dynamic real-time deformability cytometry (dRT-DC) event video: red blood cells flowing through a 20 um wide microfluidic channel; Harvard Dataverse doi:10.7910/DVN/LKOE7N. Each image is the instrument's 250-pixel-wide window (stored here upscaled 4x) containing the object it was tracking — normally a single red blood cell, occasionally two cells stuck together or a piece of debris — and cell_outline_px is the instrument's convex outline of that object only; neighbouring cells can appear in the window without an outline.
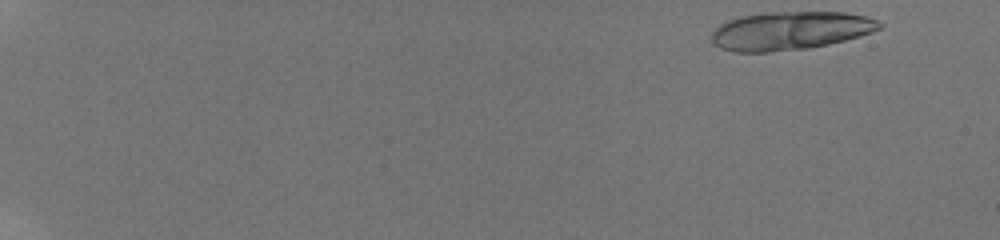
{"species": "human", "species_latin": "Homo sapiens", "temperature_condition": "room temperature", "stored_images_in_passage": 63, "camera_frame_rate_fps": 3000, "um_per_image_px": 0.085, "donor": {"sex": "male"}, "frame": {"image": 1, "passage_image": 1, "time_ms": 0.0, "image_size_px": [1000, 240], "cell_outline_px": [[884, 24], [880, 28], [872, 32], [860, 36], [828, 44], [808, 48], [768, 52], [732, 52], [720, 48], [712, 44], [712, 32], [720, 24], [728, 20], [740, 16], [764, 12], [844, 12], [864, 16], [880, 20]], "centroid_in_image_um": [67.15, 2.61], "position_along_channel_um": 17.8, "area_um2": 37.74}}
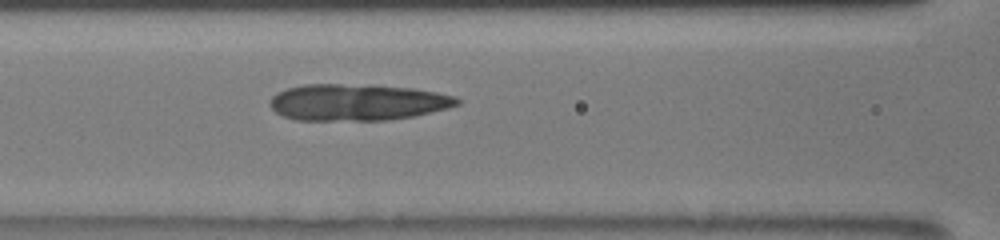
{"frame": {"image": 2, "passage_image": 40, "time_ms": 8.0, "image_size_px": [1000, 240], "cell_outline_px": [[460, 104], [448, 108], [416, 116], [388, 120], [296, 120], [284, 116], [276, 112], [268, 104], [268, 100], [272, 96], [288, 88], [304, 84], [340, 84], [412, 88], [436, 92], [456, 96], [460, 100]], "centroid_in_image_um": [30.38, 8.7], "position_along_channel_um": 136.2, "area_um2": 39.77}}
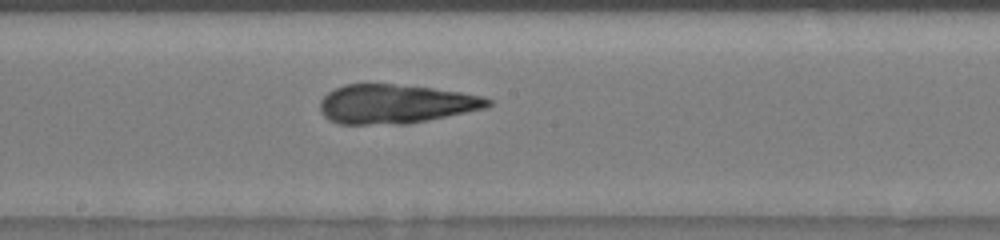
{"frame": {"image": 3, "passage_image": 54, "time_ms": 10.0, "image_size_px": [1000, 240], "cell_outline_px": [[492, 104], [484, 108], [428, 120], [408, 124], [340, 124], [328, 120], [320, 112], [320, 100], [328, 92], [344, 84], [392, 84], [432, 88], [460, 92], [484, 96], [492, 100]], "centroid_in_image_um": [33.59, 8.84], "position_along_channel_um": 214.6, "area_um2": 38.21}}